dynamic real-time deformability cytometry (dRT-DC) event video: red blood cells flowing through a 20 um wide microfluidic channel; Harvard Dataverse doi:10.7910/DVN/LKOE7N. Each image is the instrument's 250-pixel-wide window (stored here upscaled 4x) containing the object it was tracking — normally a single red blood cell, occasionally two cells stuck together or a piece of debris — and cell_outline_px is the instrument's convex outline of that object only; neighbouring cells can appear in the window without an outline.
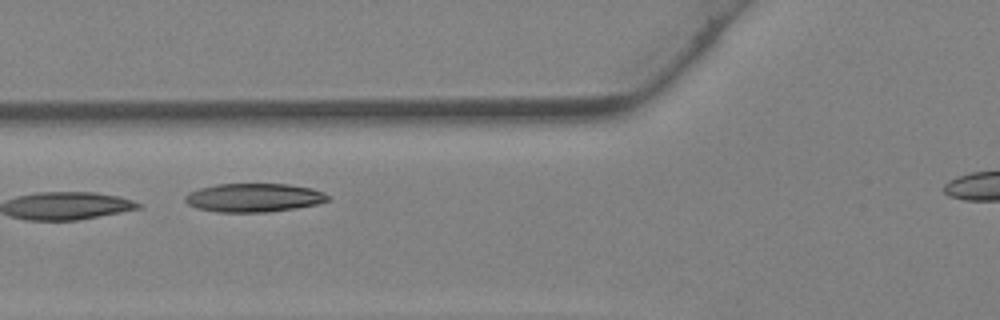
{"species": "Egyptian fruit bat (a non-hibernating species)", "species_latin": "Rousettus aegyptiacus", "temperature_condition": "warm", "stored_images_in_passage": 11, "camera_frame_rate_fps": 3000, "um_per_image_px": 0.085, "animal": {"sex": "female"}, "frame": {"image": 1, "passage_image": 4, "time_ms": 1.0, "image_size_px": [1000, 320], "cell_outline_px": [[328, 200], [316, 204], [296, 208], [268, 212], [216, 212], [196, 208], [188, 204], [184, 200], [184, 196], [188, 192], [200, 188], [216, 184], [288, 184], [312, 188], [324, 192], [328, 196]], "centroid_in_image_um": [21.54, 16.8], "position_along_channel_um": 104.3, "area_um2": 23.87}}
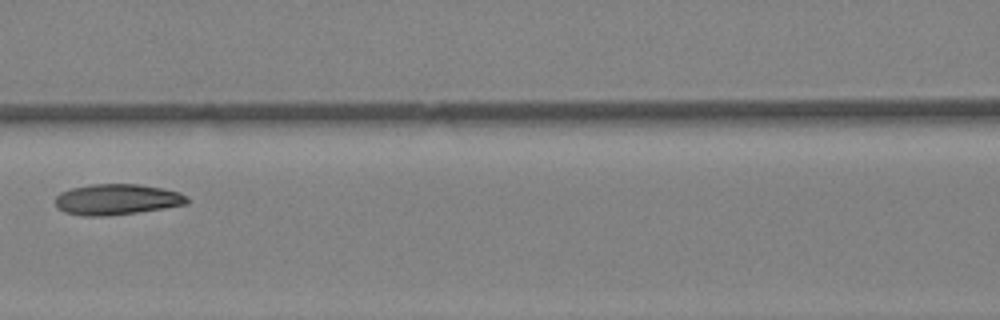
{"frame": {"image": 2, "passage_image": 7, "time_ms": 2.0, "image_size_px": [1000, 320], "cell_outline_px": [[188, 204], [164, 208], [108, 216], [84, 216], [64, 212], [56, 208], [56, 196], [60, 192], [72, 188], [92, 184], [140, 184], [164, 188], [180, 192], [188, 196]], "centroid_in_image_um": [9.95, 16.95], "position_along_channel_um": 156.7, "area_um2": 23.81}}